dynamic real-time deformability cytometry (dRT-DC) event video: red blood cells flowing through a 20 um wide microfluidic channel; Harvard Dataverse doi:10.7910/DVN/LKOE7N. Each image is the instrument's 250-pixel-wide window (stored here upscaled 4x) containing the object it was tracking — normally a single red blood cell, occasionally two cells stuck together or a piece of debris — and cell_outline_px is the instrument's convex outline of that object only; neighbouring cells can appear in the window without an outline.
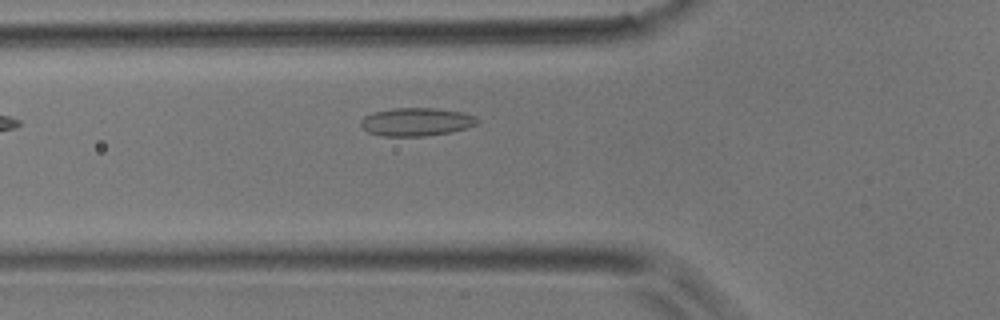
{"species": "common noctule bat (a hibernating species)", "species_latin": "Nyctalus noctula", "temperature_condition": "room temperature", "stored_images_in_passage": 2, "camera_frame_rate_fps": 3000, "um_per_image_px": 0.085, "animal": {"sex": "male", "body_mass_g": 17.9}, "frame": {"image": 1, "passage_image": 2, "time_ms": 0.333, "image_size_px": [1000, 320], "cell_outline_px": [[480, 120], [476, 124], [468, 128], [448, 132], [424, 136], [380, 136], [368, 132], [360, 124], [360, 120], [364, 116], [372, 112], [392, 108], [432, 108], [460, 112], [476, 116]], "centroid_in_image_um": [35.36, 10.36], "position_along_channel_um": 90.4, "area_um2": 19.13}}